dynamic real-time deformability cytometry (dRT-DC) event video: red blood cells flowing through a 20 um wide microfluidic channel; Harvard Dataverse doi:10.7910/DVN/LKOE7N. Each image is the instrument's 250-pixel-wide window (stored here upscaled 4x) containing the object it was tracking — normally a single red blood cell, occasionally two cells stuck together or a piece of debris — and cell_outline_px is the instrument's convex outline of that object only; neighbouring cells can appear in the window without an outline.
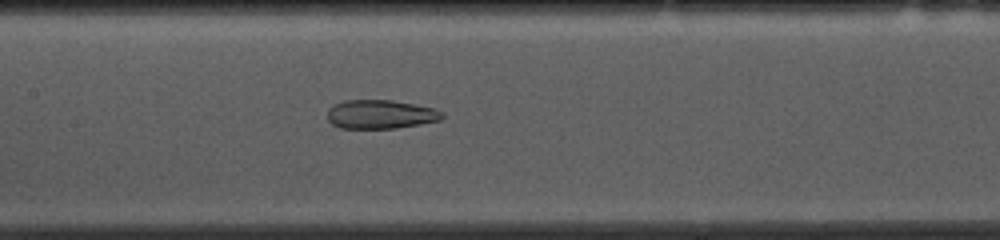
{"species": "common noctule bat (a hibernating species)", "species_latin": "Nyctalus noctula", "temperature_condition": "cold", "stored_images_in_passage": 51, "camera_frame_rate_fps": 3000, "um_per_image_px": 0.085, "animal": {"sex": "female", "body_mass_g": 10.0, "forearm_length_mm": 53.1}, "frame": {"image": 1, "passage_image": 24, "time_ms": 7.667, "image_size_px": [1000, 240], "cell_outline_px": [[444, 116], [440, 120], [420, 124], [396, 128], [340, 128], [332, 124], [328, 120], [328, 108], [344, 100], [392, 100], [436, 108], [444, 112]], "centroid_in_image_um": [32.37, 9.71], "position_along_channel_um": 175.0, "area_um2": 19.36}}
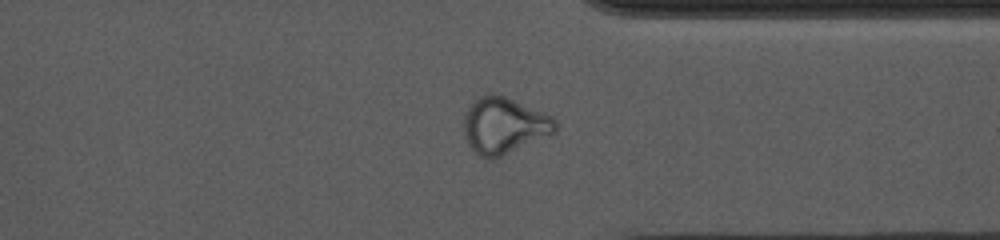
{"frame": {"image": 2, "passage_image": 40, "time_ms": 13.0, "image_size_px": [1000, 240], "cell_outline_px": [[556, 132], [548, 136], [500, 156], [488, 160], [480, 156], [468, 144], [464, 132], [464, 116], [468, 104], [480, 96], [492, 92], [496, 92], [544, 112], [552, 116], [556, 120]], "centroid_in_image_um": [42.83, 10.64], "position_along_channel_um": 368.6, "area_um2": 30.17}}
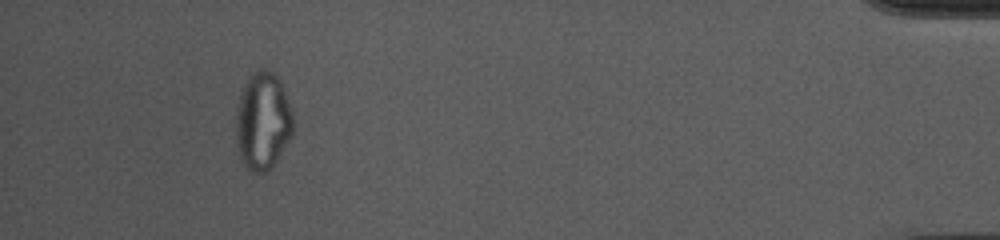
{"frame": {"image": 3, "passage_image": 49, "time_ms": 16.0, "image_size_px": [1000, 240], "cell_outline_px": [[296, 128], [292, 136], [272, 168], [268, 172], [252, 172], [240, 160], [236, 140], [236, 108], [240, 96], [248, 76], [252, 72], [260, 68], [268, 68], [276, 76], [284, 92], [292, 112]], "centroid_in_image_um": [22.34, 10.32], "position_along_channel_um": 412.9, "area_um2": 32.89}, "authors_computed_cell_mechanics": {"area_um2": 25.9522, "velocity_mm_per_s": 3.6937, "shape_relaxation_time_tau1_ms": null, "shape_relaxation_time_tau2_ms": 2.1201, "deformation_change_tau1": null, "deformation_change_tau2": 0.0817}}